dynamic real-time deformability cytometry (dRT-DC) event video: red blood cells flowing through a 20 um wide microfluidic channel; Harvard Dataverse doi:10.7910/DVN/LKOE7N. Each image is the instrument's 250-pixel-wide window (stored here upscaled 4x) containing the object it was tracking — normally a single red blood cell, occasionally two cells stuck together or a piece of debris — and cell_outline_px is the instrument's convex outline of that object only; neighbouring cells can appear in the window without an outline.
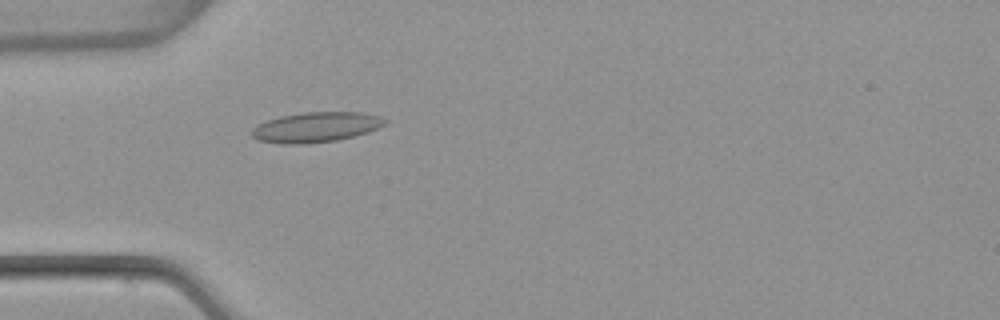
{"species": "common noctule bat (a hibernating species)", "species_latin": "Nyctalus noctula", "temperature_condition": "warm", "stored_images_in_passage": 53, "camera_frame_rate_fps": 3000, "um_per_image_px": 0.085, "animal": {"sex": "female", "body_mass_g": 22.7, "forearm_length_mm": 54.2}, "frame": {"image": 1, "passage_image": 16, "time_ms": 5.0, "image_size_px": [1000, 320], "cell_outline_px": [[388, 120], [384, 124], [368, 132], [336, 140], [300, 144], [284, 144], [260, 140], [252, 136], [252, 128], [256, 124], [280, 116], [304, 112], [364, 112], [380, 116]], "centroid_in_image_um": [26.85, 10.79], "position_along_channel_um": 58.1, "area_um2": 23.18}}
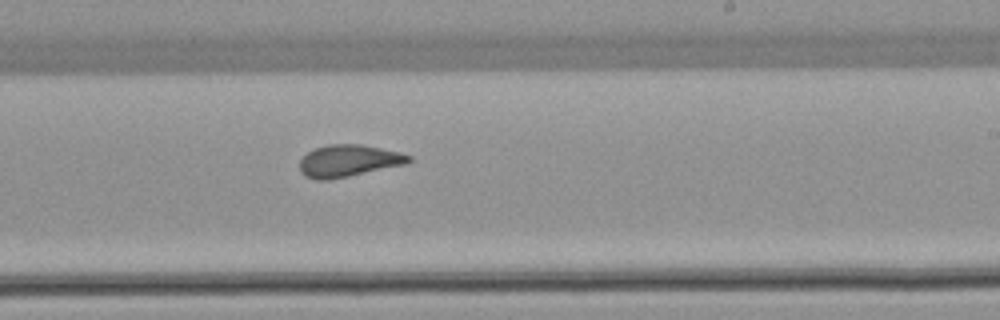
{"frame": {"image": 2, "passage_image": 32, "time_ms": 10.333, "image_size_px": [1000, 320], "cell_outline_px": [[412, 160], [408, 164], [328, 180], [316, 180], [304, 176], [300, 172], [300, 160], [308, 152], [316, 148], [328, 144], [360, 144], [400, 152], [412, 156]], "centroid_in_image_um": [29.64, 13.67], "position_along_channel_um": 259.4, "area_um2": 20.4}}
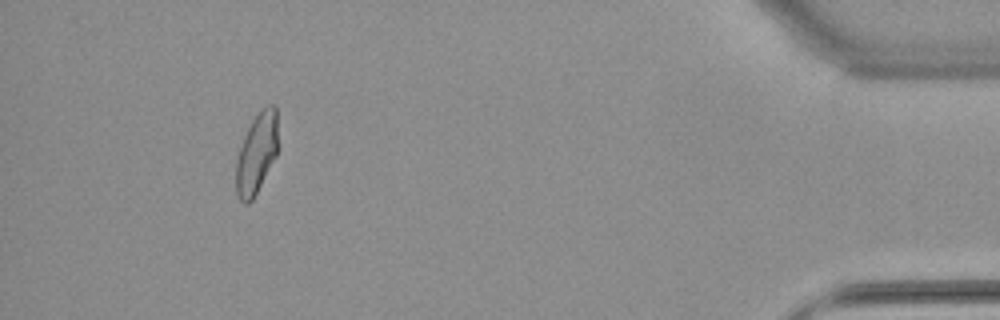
{"frame": {"image": 3, "passage_image": 49, "time_ms": 16.0, "image_size_px": [1000, 320], "cell_outline_px": [[280, 148], [276, 156], [252, 200], [248, 204], [244, 204], [240, 200], [236, 192], [236, 160], [244, 136], [252, 120], [268, 104], [272, 104], [276, 108]], "centroid_in_image_um": [21.85, 13.03], "position_along_channel_um": 413.4, "area_um2": 19.83}, "authors_computed_cell_mechanics": {"area_um2": 20.519, "velocity_mm_per_s": 3.8502, "shape_relaxation_time_tau1_ms": null, "shape_relaxation_time_tau2_ms": 1.2672, "deformation_change_tau1": null, "deformation_change_tau2": 0.0683}}